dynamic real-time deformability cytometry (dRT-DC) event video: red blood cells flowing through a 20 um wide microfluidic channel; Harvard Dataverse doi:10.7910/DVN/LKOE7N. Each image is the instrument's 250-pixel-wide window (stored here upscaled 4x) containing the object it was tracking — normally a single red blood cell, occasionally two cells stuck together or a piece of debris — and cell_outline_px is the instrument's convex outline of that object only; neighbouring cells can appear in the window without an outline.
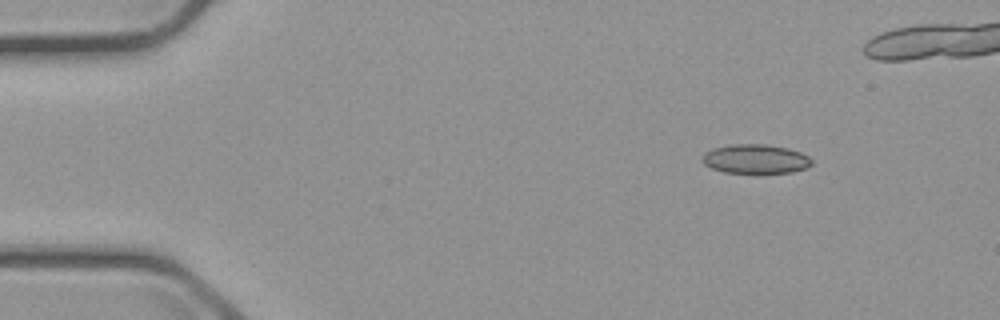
{"species": "common noctule bat (a hibernating species)", "species_latin": "Nyctalus noctula", "temperature_condition": "cold", "stored_images_in_passage": 4, "camera_frame_rate_fps": 3000, "um_per_image_px": 0.085, "animal": {"sex": "male", "body_mass_g": 23.1, "forearm_length_mm": 52.7}, "frame": {"image": 1, "passage_image": 1, "time_ms": 0.0, "image_size_px": [1000, 320], "cell_outline_px": [[812, 164], [804, 168], [792, 172], [724, 172], [712, 168], [704, 164], [700, 160], [700, 156], [712, 148], [732, 144], [768, 144], [788, 148], [800, 152], [808, 156], [812, 160]], "centroid_in_image_um": [64.18, 13.49], "position_along_channel_um": 20.8, "area_um2": 18.55}}